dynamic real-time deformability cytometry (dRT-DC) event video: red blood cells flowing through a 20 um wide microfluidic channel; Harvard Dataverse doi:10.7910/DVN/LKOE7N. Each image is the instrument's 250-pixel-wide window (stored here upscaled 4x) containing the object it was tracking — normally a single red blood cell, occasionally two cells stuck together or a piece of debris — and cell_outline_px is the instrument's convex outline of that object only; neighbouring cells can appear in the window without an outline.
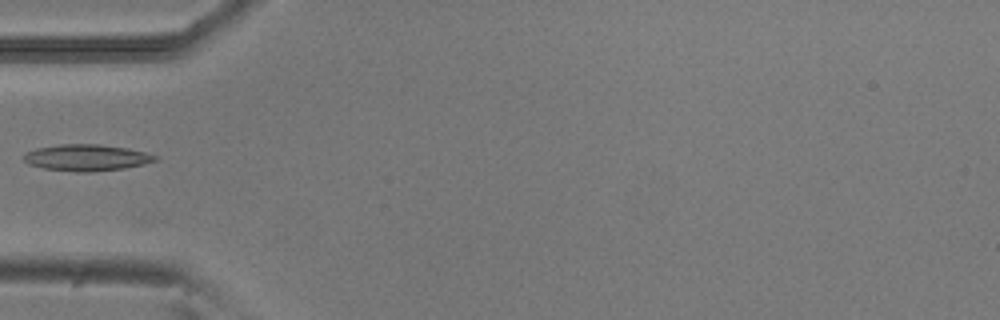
{"species": "common noctule bat (a hibernating species)", "species_latin": "Nyctalus noctula", "temperature_condition": "room temperature", "stored_images_in_passage": 7, "camera_frame_rate_fps": 3000, "um_per_image_px": 0.085, "animal": {"sex": "male", "body_mass_g": 20.5, "forearm_length_mm": 52.5}, "frame": {"image": 1, "passage_image": 5, "time_ms": 1.333, "image_size_px": [1000, 320], "cell_outline_px": [[160, 160], [144, 164], [124, 168], [92, 172], [76, 172], [44, 168], [28, 164], [24, 160], [24, 152], [36, 148], [60, 144], [100, 144], [128, 148], [160, 156]], "centroid_in_image_um": [7.39, 13.39], "position_along_channel_um": 77.6, "area_um2": 20.46}}
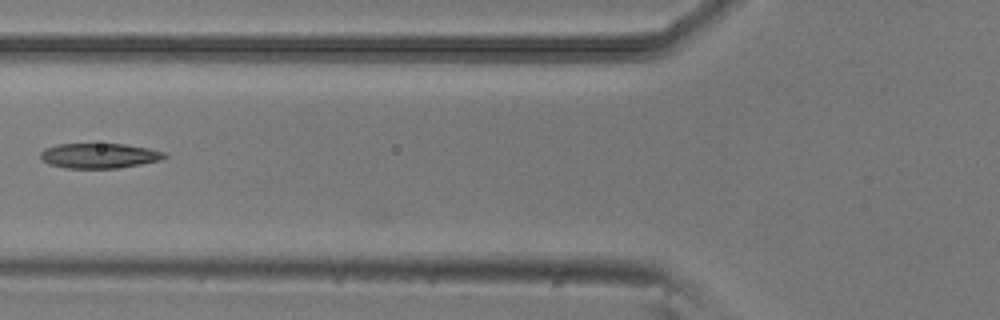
{"frame": {"image": 2, "passage_image": 6, "time_ms": 1.667, "image_size_px": [1000, 320], "cell_outline_px": [[168, 156], [160, 160], [140, 164], [116, 168], [64, 168], [48, 164], [40, 156], [40, 152], [44, 148], [56, 144], [124, 144], [148, 148], [164, 152]], "centroid_in_image_um": [8.41, 13.23], "position_along_channel_um": 117.4, "area_um2": 18.03}}
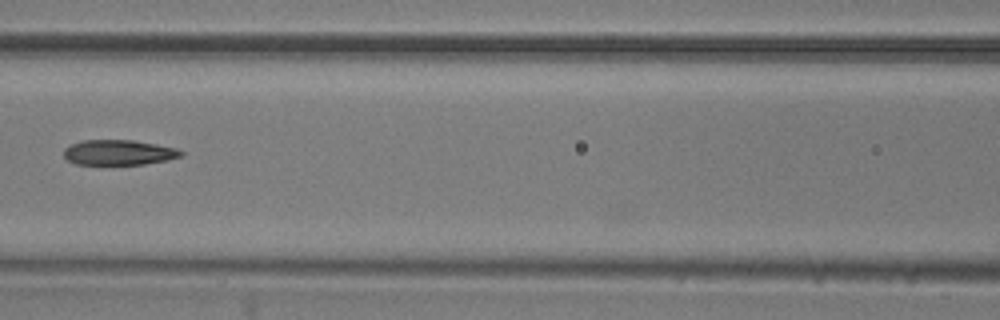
{"frame": {"image": 3, "passage_image": 7, "time_ms": 2.0, "image_size_px": [1000, 320], "cell_outline_px": [[184, 156], [168, 160], [144, 164], [76, 164], [68, 160], [64, 156], [64, 148], [80, 140], [132, 140], [156, 144], [176, 148], [184, 152]], "centroid_in_image_um": [10.12, 12.95], "position_along_channel_um": 156.5, "area_um2": 17.22}}